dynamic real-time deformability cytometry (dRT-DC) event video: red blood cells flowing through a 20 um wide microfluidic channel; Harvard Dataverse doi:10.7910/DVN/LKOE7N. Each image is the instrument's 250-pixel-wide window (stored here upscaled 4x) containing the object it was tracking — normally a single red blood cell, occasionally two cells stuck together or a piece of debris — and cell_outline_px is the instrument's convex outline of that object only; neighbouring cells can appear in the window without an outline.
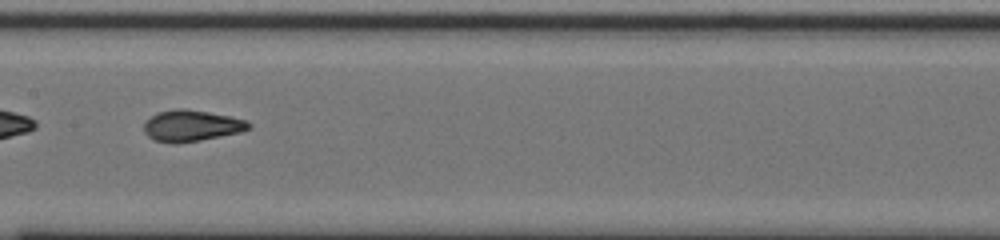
{"species": "common noctule bat (a hibernating species)", "species_latin": "Nyctalus noctula", "temperature_condition": "cold", "stored_images_in_passage": 34, "camera_frame_rate_fps": 3000, "um_per_image_px": 0.085, "animal": {"sex": "male", "body_mass_g": 20.0, "forearm_length_mm": 53.3}, "frame": {"image": 1, "passage_image": 10, "time_ms": 3.0, "image_size_px": [1000, 240], "cell_outline_px": [[252, 128], [240, 132], [200, 140], [176, 144], [172, 144], [156, 140], [148, 136], [144, 132], [144, 120], [156, 112], [176, 108], [184, 108], [232, 116], [248, 120], [252, 124]], "centroid_in_image_um": [16.28, 10.67], "position_along_channel_um": 191.1, "area_um2": 19.42}}
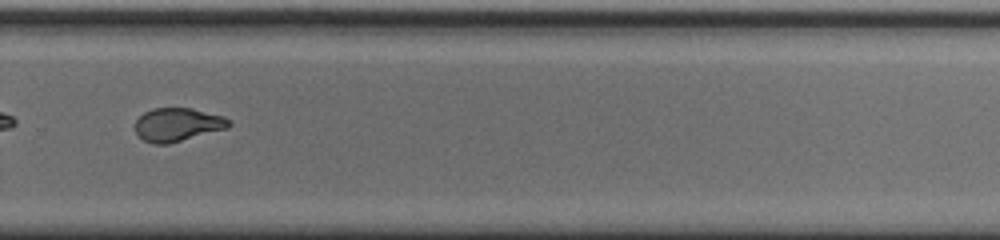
{"frame": {"image": 2, "passage_image": 20, "time_ms": 6.333, "image_size_px": [1000, 240], "cell_outline_px": [[232, 124], [228, 128], [168, 144], [152, 144], [144, 140], [136, 132], [136, 120], [144, 112], [152, 108], [192, 108], [224, 116], [232, 120]], "centroid_in_image_um": [15.13, 10.59], "position_along_channel_um": 314.7, "area_um2": 18.32}}